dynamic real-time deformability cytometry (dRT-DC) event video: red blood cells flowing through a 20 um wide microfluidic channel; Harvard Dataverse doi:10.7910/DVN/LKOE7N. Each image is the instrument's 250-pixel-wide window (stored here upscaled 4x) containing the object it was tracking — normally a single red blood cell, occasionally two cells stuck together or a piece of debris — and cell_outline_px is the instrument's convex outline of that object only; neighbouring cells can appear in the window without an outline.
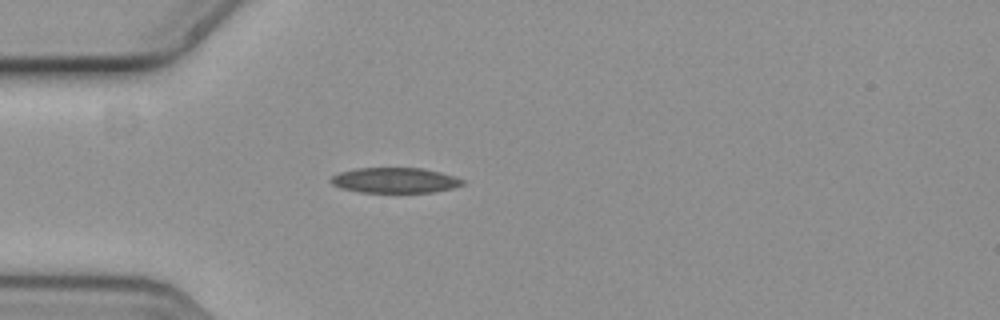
{"species": "common noctule bat (a hibernating species)", "species_latin": "Nyctalus noctula", "temperature_condition": "cold", "stored_images_in_passage": 1, "camera_frame_rate_fps": 3000, "um_per_image_px": 0.085, "animal": {"sex": "female", "body_mass_g": 19.3, "forearm_length_mm": 54.1}, "frame": {"image": 1, "passage_image": 1, "time_ms": 0.0, "image_size_px": [1000, 320], "cell_outline_px": [[464, 184], [452, 188], [432, 192], [360, 192], [344, 188], [332, 184], [332, 176], [340, 172], [356, 168], [424, 168], [440, 172], [464, 180]], "centroid_in_image_um": [33.59, 15.32], "position_along_channel_um": 51.4, "area_um2": 19.13}}